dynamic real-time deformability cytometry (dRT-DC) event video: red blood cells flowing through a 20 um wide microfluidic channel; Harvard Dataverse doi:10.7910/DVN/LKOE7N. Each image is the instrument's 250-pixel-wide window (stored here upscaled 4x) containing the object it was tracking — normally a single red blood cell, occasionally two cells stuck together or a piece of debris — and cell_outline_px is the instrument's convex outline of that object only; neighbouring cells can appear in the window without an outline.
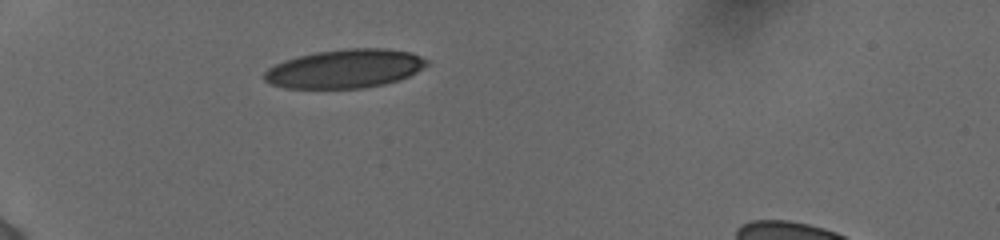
{"species": "human", "species_latin": "Homo sapiens", "temperature_condition": "cold", "stored_images_in_passage": 34, "camera_frame_rate_fps": 3000, "um_per_image_px": 0.085, "donor": {"sex": "female"}, "frame": {"image": 1, "passage_image": 1, "time_ms": 0.0, "image_size_px": [1000, 240], "cell_outline_px": [[428, 64], [416, 72], [408, 76], [384, 84], [364, 88], [284, 88], [272, 84], [264, 80], [264, 72], [268, 68], [284, 60], [316, 52], [344, 48], [384, 48], [412, 52], [428, 60]], "centroid_in_image_um": [29.32, 5.83], "position_along_channel_um": 55.7, "area_um2": 36.59}}
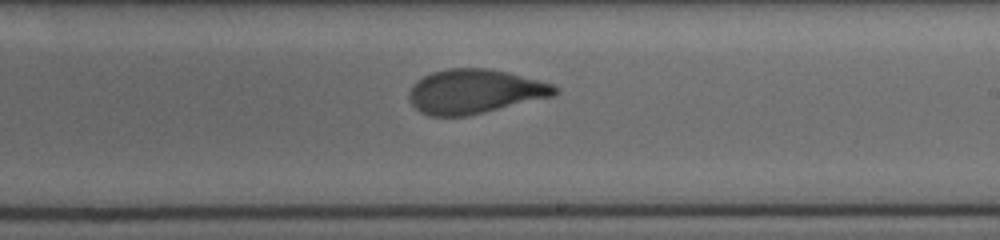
{"frame": {"image": 2, "passage_image": 18, "time_ms": 5.667, "image_size_px": [1000, 240], "cell_outline_px": [[560, 92], [556, 96], [468, 116], [432, 116], [420, 112], [412, 104], [408, 96], [408, 92], [412, 84], [416, 80], [432, 72], [448, 68], [488, 68], [508, 72], [552, 84], [560, 88]], "centroid_in_image_um": [40.37, 7.78], "position_along_channel_um": 248.6, "area_um2": 37.97}}
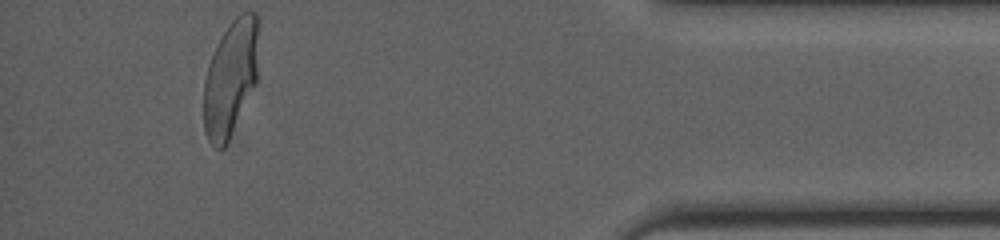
{"frame": {"image": 3, "passage_image": 34, "time_ms": 11.0, "image_size_px": [1000, 240], "cell_outline_px": [[256, 84], [224, 148], [216, 148], [208, 140], [204, 128], [204, 80], [208, 64], [224, 32], [232, 20], [240, 12], [256, 12]], "centroid_in_image_um": [19.57, 6.68], "position_along_channel_um": 415.6, "area_um2": 36.13}, "authors_computed_cell_mechanics": {"area_um2": 37.9168, "velocity_mm_per_s": 3.8742, "shape_relaxation_time_tau1_ms": 5.4925, "shape_relaxation_time_tau2_ms": 0.8821, "deformation_change_tau1": 0.2117, "deformation_change_tau2": 0.0715}}